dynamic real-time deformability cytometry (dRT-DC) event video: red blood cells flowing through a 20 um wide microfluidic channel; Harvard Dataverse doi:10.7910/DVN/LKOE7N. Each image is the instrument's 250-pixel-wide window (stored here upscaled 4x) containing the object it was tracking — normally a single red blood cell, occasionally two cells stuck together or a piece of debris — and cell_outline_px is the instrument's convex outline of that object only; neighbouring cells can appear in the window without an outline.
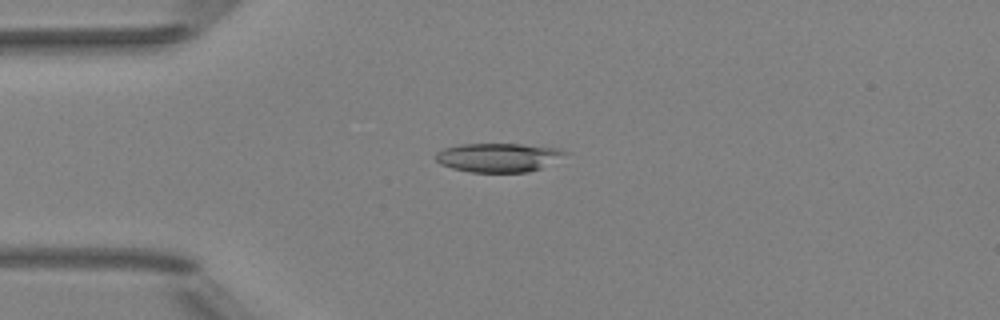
{"species": "Egyptian fruit bat (a non-hibernating species)", "species_latin": "Rousettus aegyptiacus", "temperature_condition": "room temperature", "stored_images_in_passage": 51, "camera_frame_rate_fps": 3000, "um_per_image_px": 0.085, "animal": {"sex": "female"}, "frame": {"image": 1, "passage_image": 13, "time_ms": 4.0, "image_size_px": [1000, 320], "cell_outline_px": [[568, 152], [540, 168], [528, 172], [472, 172], [452, 168], [440, 164], [436, 160], [436, 152], [444, 148], [460, 144], [520, 144], [560, 148]], "centroid_in_image_um": [42.3, 13.38], "position_along_channel_um": 42.7, "area_um2": 21.5}}
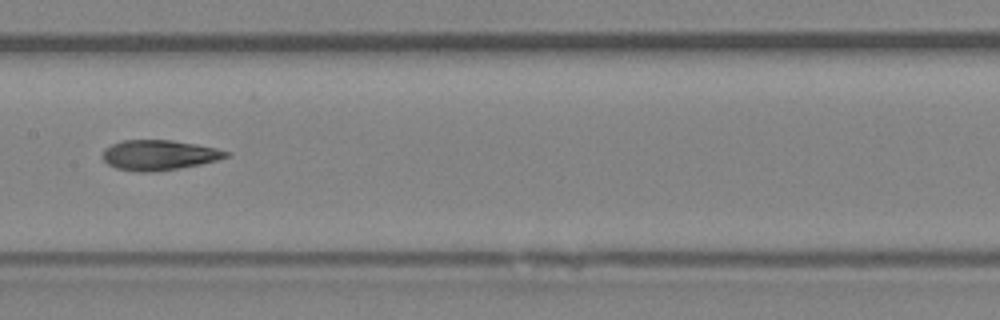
{"frame": {"image": 2, "passage_image": 26, "time_ms": 8.333, "image_size_px": [1000, 320], "cell_outline_px": [[232, 156], [200, 164], [152, 172], [140, 172], [116, 168], [108, 164], [104, 160], [104, 148], [112, 144], [124, 140], [172, 140], [196, 144], [216, 148], [232, 152]], "centroid_in_image_um": [13.56, 13.17], "position_along_channel_um": 193.8, "area_um2": 21.56}}
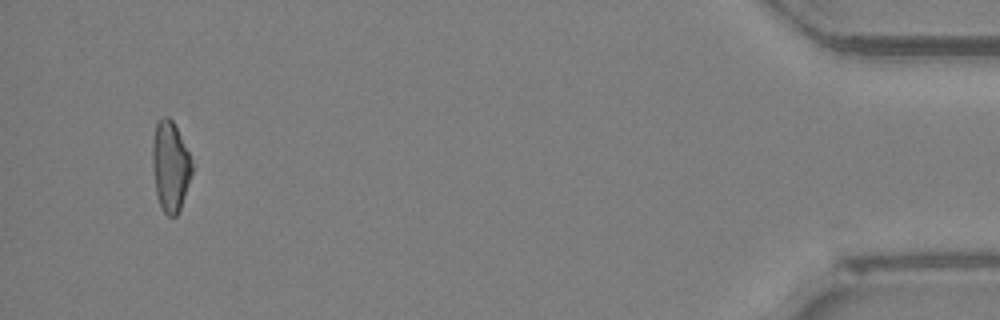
{"frame": {"image": 3, "passage_image": 49, "time_ms": 16.0, "image_size_px": [1000, 320], "cell_outline_px": [[192, 172], [180, 208], [176, 216], [168, 216], [160, 208], [156, 192], [152, 168], [152, 140], [156, 120], [164, 116], [168, 116], [172, 120], [192, 160]], "centroid_in_image_um": [14.44, 14.11], "position_along_channel_um": 420.8, "area_um2": 20.75}, "authors_computed_cell_mechanics": {"area_um2": 21.5594, "velocity_mm_per_s": 4.0098, "shape_relaxation_time_tau1_ms": null, "shape_relaxation_time_tau2_ms": 3.1354, "deformation_change_tau1": null, "deformation_change_tau2": 0.1157}}